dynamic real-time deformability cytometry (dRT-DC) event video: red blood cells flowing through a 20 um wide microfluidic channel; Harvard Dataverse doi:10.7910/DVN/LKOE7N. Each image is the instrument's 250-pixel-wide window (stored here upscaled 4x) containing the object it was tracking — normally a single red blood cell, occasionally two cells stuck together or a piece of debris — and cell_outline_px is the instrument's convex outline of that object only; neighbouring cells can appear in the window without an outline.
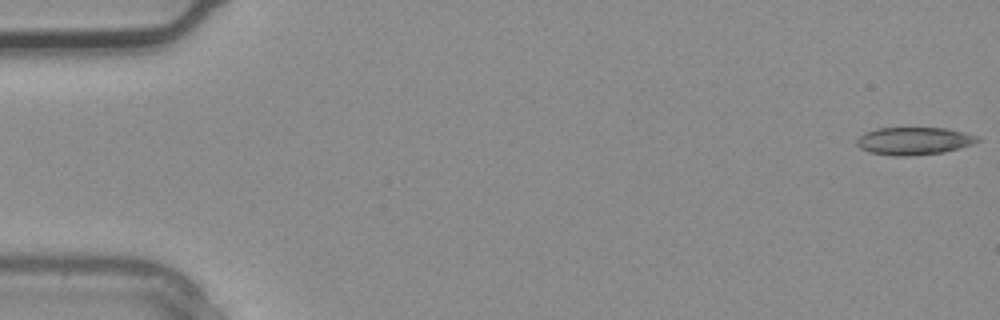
{"species": "common noctule bat (a hibernating species)", "species_latin": "Nyctalus noctula", "temperature_condition": "warm", "stored_images_in_passage": 3, "camera_frame_rate_fps": 3000, "um_per_image_px": 0.085, "animal": {"sex": "male", "body_mass_g": 20.4}, "frame": {"image": 1, "passage_image": 1, "time_ms": 0.0, "image_size_px": [1000, 320], "cell_outline_px": [[980, 140], [972, 144], [960, 148], [944, 152], [908, 156], [892, 156], [868, 152], [860, 148], [856, 144], [856, 140], [864, 132], [876, 128], [944, 128], [964, 132], [980, 136]], "centroid_in_image_um": [77.67, 11.98], "position_along_channel_um": 7.3, "area_um2": 19.59}}
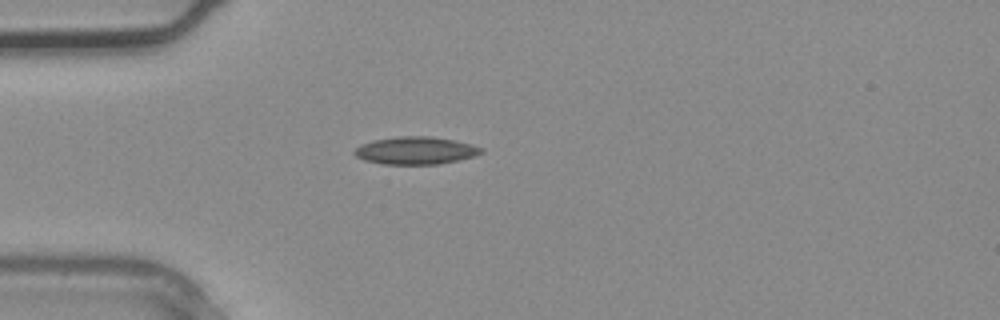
{"frame": {"image": 2, "passage_image": 3, "time_ms": 0.667, "image_size_px": [1000, 320], "cell_outline_px": [[484, 152], [472, 156], [456, 160], [436, 164], [384, 164], [364, 160], [356, 156], [352, 152], [360, 144], [372, 140], [396, 136], [428, 136], [456, 140], [472, 144], [484, 148]], "centroid_in_image_um": [35.3, 12.78], "position_along_channel_um": 49.7, "area_um2": 20.4}}